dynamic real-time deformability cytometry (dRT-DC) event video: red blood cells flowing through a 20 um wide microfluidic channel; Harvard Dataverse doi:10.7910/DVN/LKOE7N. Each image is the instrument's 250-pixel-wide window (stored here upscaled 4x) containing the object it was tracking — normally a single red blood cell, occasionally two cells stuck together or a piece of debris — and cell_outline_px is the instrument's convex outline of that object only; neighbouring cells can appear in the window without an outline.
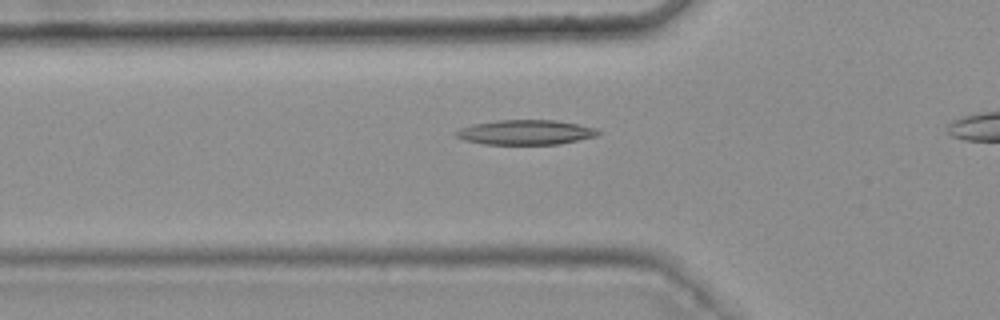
{"species": "common noctule bat (a hibernating species)", "species_latin": "Nyctalus noctula", "temperature_condition": "warm", "stored_images_in_passage": 37, "camera_frame_rate_fps": 3000, "um_per_image_px": 0.085, "animal": {"sex": "female", "body_mass_g": 25.1}, "frame": {"image": 1, "passage_image": 11, "time_ms": 3.333, "image_size_px": [1000, 320], "cell_outline_px": [[600, 132], [596, 136], [560, 144], [484, 144], [464, 140], [456, 136], [452, 132], [460, 128], [472, 124], [496, 120], [556, 120], [596, 128]], "centroid_in_image_um": [44.63, 11.24], "position_along_channel_um": 81.2, "area_um2": 20.52}}
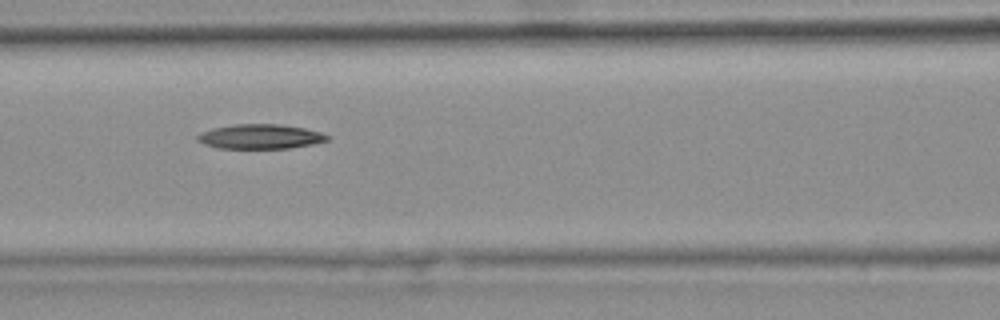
{"frame": {"image": 2, "passage_image": 16, "time_ms": 5.0, "image_size_px": [1000, 320], "cell_outline_px": [[332, 136], [328, 140], [312, 144], [288, 148], [216, 148], [204, 144], [196, 140], [196, 136], [200, 132], [212, 128], [236, 124], [280, 124], [304, 128], [320, 132]], "centroid_in_image_um": [22.1, 11.6], "position_along_channel_um": 144.5, "area_um2": 18.67}}